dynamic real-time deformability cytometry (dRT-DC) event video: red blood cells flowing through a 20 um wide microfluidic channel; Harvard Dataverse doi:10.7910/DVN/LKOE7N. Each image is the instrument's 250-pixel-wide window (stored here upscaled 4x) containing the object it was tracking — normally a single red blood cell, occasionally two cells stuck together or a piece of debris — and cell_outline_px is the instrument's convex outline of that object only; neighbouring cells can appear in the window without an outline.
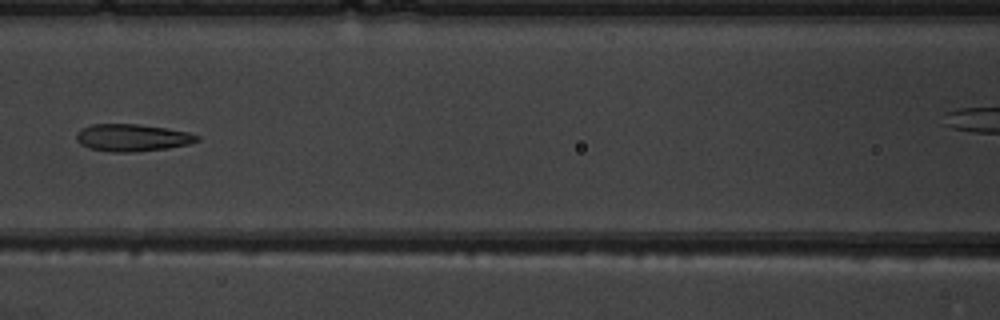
{"species": "common noctule bat (a hibernating species)", "species_latin": "Nyctalus noctula", "temperature_condition": "warm", "stored_images_in_passage": 8, "segment_of_instrument_passage": [1, 2], "camera_frame_rate_fps": 3000, "um_per_image_px": 0.085, "animal": {"sex": "male", "body_mass_g": 19.5, "forearm_length_mm": 54.6}, "frame": {"image": 1, "passage_image": 6, "time_ms": 5.667, "image_size_px": [1000, 320], "cell_outline_px": [[200, 140], [188, 144], [168, 148], [136, 152], [112, 152], [88, 148], [80, 144], [76, 140], [76, 132], [80, 128], [92, 124], [140, 124], [168, 128], [188, 132], [200, 136]], "centroid_in_image_um": [11.22, 11.7], "position_along_channel_um": 155.4, "area_um2": 19.42}}
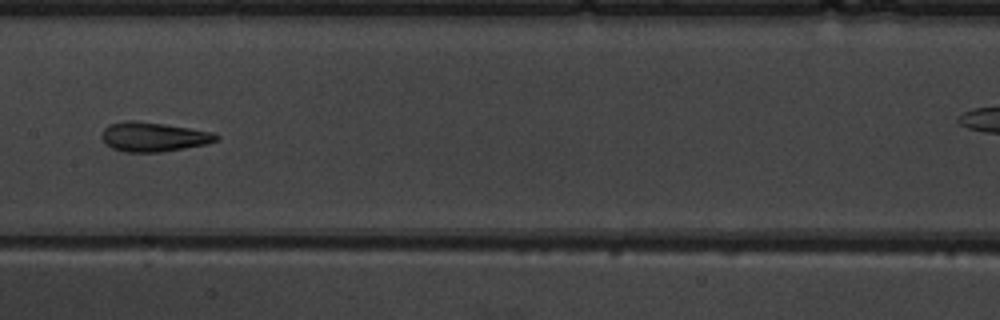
{"frame": {"image": 2, "passage_image": 7, "time_ms": 6.667, "image_size_px": [1000, 320], "cell_outline_px": [[220, 140], [208, 144], [160, 152], [124, 152], [112, 148], [100, 136], [104, 128], [108, 124], [124, 120], [136, 120], [164, 124], [216, 132], [220, 136]], "centroid_in_image_um": [13.09, 11.62], "position_along_channel_um": 194.3, "area_um2": 19.88}}